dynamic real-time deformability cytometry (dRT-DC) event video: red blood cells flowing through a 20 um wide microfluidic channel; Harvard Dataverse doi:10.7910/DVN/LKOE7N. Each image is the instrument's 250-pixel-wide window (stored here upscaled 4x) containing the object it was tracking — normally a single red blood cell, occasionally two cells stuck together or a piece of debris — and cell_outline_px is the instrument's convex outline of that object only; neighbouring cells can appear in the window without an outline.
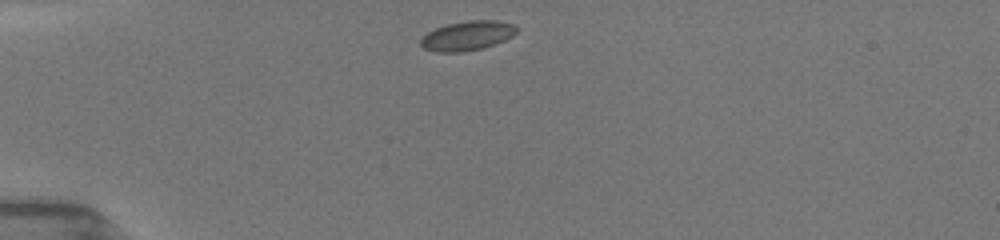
{"species": "common noctule bat (a hibernating species)", "species_latin": "Nyctalus noctula", "temperature_condition": "room temperature", "stored_images_in_passage": 3, "camera_frame_rate_fps": 3000, "um_per_image_px": 0.085, "animal": {"sex": "female", "body_mass_g": 19.5, "forearm_length_mm": 54.1}, "frame": {"image": 1, "passage_image": 1, "time_ms": 0.0, "image_size_px": [1000, 240], "cell_outline_px": [[516, 32], [512, 36], [504, 40], [484, 48], [460, 52], [436, 52], [424, 48], [420, 44], [420, 40], [428, 32], [436, 28], [448, 24], [468, 20], [496, 20], [516, 24]], "centroid_in_image_um": [39.74, 3.03], "position_along_channel_um": 45.3, "area_um2": 16.42}}
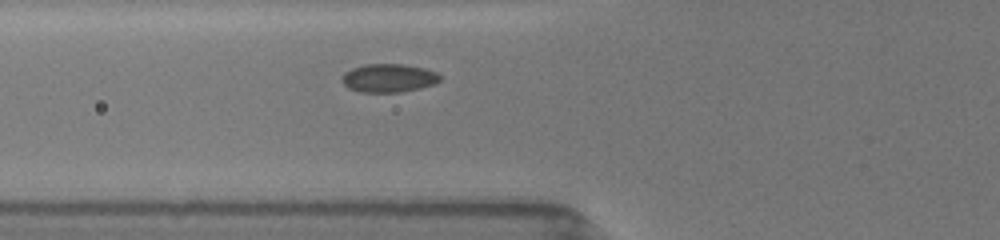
{"frame": {"image": 2, "passage_image": 3, "time_ms": 2.0, "image_size_px": [1000, 240], "cell_outline_px": [[440, 80], [436, 84], [420, 88], [400, 92], [360, 92], [348, 88], [340, 80], [344, 72], [352, 68], [368, 64], [404, 64], [424, 68], [436, 72], [440, 76]], "centroid_in_image_um": [33.03, 6.63], "position_along_channel_um": 92.8, "area_um2": 16.3}}